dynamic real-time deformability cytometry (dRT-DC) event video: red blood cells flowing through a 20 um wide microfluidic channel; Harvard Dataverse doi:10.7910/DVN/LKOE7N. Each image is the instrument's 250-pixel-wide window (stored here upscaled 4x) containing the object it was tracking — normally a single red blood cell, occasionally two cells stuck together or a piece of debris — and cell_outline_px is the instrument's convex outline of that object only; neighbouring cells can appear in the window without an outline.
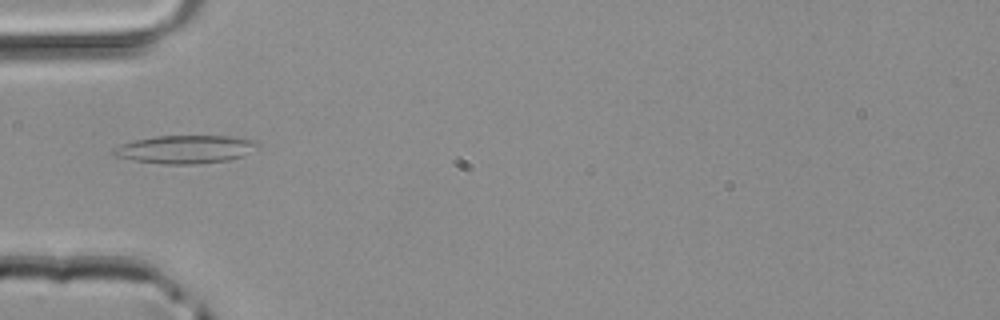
{"species": "common noctule bat (a hibernating species)", "species_latin": "Nyctalus noctula", "temperature_condition": "room temperature", "stored_images_in_passage": 4, "camera_frame_rate_fps": 3000, "um_per_image_px": 0.085, "animal": {"sex": "male", "body_mass_g": 20.4}, "frame": {"image": 1, "passage_image": 4, "time_ms": 1.0, "image_size_px": [1000, 320], "cell_outline_px": [[260, 148], [244, 156], [228, 160], [192, 164], [164, 164], [132, 160], [116, 156], [112, 152], [112, 148], [136, 140], [156, 136], [232, 136], [252, 140], [260, 144]], "centroid_in_image_um": [15.81, 12.69], "position_along_channel_um": 69.2, "area_um2": 23.58}}